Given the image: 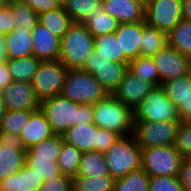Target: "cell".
<instances>
[{
  "label": "cell",
  "instance_id": "cell-31",
  "mask_svg": "<svg viewBox=\"0 0 191 191\" xmlns=\"http://www.w3.org/2000/svg\"><path fill=\"white\" fill-rule=\"evenodd\" d=\"M169 46L180 54L191 57V21L182 19L169 33Z\"/></svg>",
  "mask_w": 191,
  "mask_h": 191
},
{
  "label": "cell",
  "instance_id": "cell-5",
  "mask_svg": "<svg viewBox=\"0 0 191 191\" xmlns=\"http://www.w3.org/2000/svg\"><path fill=\"white\" fill-rule=\"evenodd\" d=\"M60 95L78 104L94 105L110 94L92 74L82 69H69Z\"/></svg>",
  "mask_w": 191,
  "mask_h": 191
},
{
  "label": "cell",
  "instance_id": "cell-20",
  "mask_svg": "<svg viewBox=\"0 0 191 191\" xmlns=\"http://www.w3.org/2000/svg\"><path fill=\"white\" fill-rule=\"evenodd\" d=\"M55 135L45 114L38 109L19 133L22 145L28 149L39 142Z\"/></svg>",
  "mask_w": 191,
  "mask_h": 191
},
{
  "label": "cell",
  "instance_id": "cell-21",
  "mask_svg": "<svg viewBox=\"0 0 191 191\" xmlns=\"http://www.w3.org/2000/svg\"><path fill=\"white\" fill-rule=\"evenodd\" d=\"M169 100L177 106L181 119L191 107V78L188 75L170 79L161 84Z\"/></svg>",
  "mask_w": 191,
  "mask_h": 191
},
{
  "label": "cell",
  "instance_id": "cell-13",
  "mask_svg": "<svg viewBox=\"0 0 191 191\" xmlns=\"http://www.w3.org/2000/svg\"><path fill=\"white\" fill-rule=\"evenodd\" d=\"M26 151L19 135L0 132V182L23 168Z\"/></svg>",
  "mask_w": 191,
  "mask_h": 191
},
{
  "label": "cell",
  "instance_id": "cell-37",
  "mask_svg": "<svg viewBox=\"0 0 191 191\" xmlns=\"http://www.w3.org/2000/svg\"><path fill=\"white\" fill-rule=\"evenodd\" d=\"M102 0H67L63 5L65 12L73 22L83 23Z\"/></svg>",
  "mask_w": 191,
  "mask_h": 191
},
{
  "label": "cell",
  "instance_id": "cell-11",
  "mask_svg": "<svg viewBox=\"0 0 191 191\" xmlns=\"http://www.w3.org/2000/svg\"><path fill=\"white\" fill-rule=\"evenodd\" d=\"M81 69L92 74L107 92L112 94L128 72L129 63L107 61L94 51Z\"/></svg>",
  "mask_w": 191,
  "mask_h": 191
},
{
  "label": "cell",
  "instance_id": "cell-53",
  "mask_svg": "<svg viewBox=\"0 0 191 191\" xmlns=\"http://www.w3.org/2000/svg\"><path fill=\"white\" fill-rule=\"evenodd\" d=\"M59 6H63L67 0H54Z\"/></svg>",
  "mask_w": 191,
  "mask_h": 191
},
{
  "label": "cell",
  "instance_id": "cell-15",
  "mask_svg": "<svg viewBox=\"0 0 191 191\" xmlns=\"http://www.w3.org/2000/svg\"><path fill=\"white\" fill-rule=\"evenodd\" d=\"M152 58L158 68L159 86L170 79L187 75L189 57L180 54L169 45Z\"/></svg>",
  "mask_w": 191,
  "mask_h": 191
},
{
  "label": "cell",
  "instance_id": "cell-42",
  "mask_svg": "<svg viewBox=\"0 0 191 191\" xmlns=\"http://www.w3.org/2000/svg\"><path fill=\"white\" fill-rule=\"evenodd\" d=\"M119 137L120 135L112 130L99 128V152L105 153Z\"/></svg>",
  "mask_w": 191,
  "mask_h": 191
},
{
  "label": "cell",
  "instance_id": "cell-4",
  "mask_svg": "<svg viewBox=\"0 0 191 191\" xmlns=\"http://www.w3.org/2000/svg\"><path fill=\"white\" fill-rule=\"evenodd\" d=\"M109 174L121 178L132 171L142 169V148L132 134L120 136L105 152Z\"/></svg>",
  "mask_w": 191,
  "mask_h": 191
},
{
  "label": "cell",
  "instance_id": "cell-36",
  "mask_svg": "<svg viewBox=\"0 0 191 191\" xmlns=\"http://www.w3.org/2000/svg\"><path fill=\"white\" fill-rule=\"evenodd\" d=\"M115 179L111 175L73 178V188L76 191H113Z\"/></svg>",
  "mask_w": 191,
  "mask_h": 191
},
{
  "label": "cell",
  "instance_id": "cell-24",
  "mask_svg": "<svg viewBox=\"0 0 191 191\" xmlns=\"http://www.w3.org/2000/svg\"><path fill=\"white\" fill-rule=\"evenodd\" d=\"M7 47V59H19L33 55V37L28 29L15 27L12 32L4 35Z\"/></svg>",
  "mask_w": 191,
  "mask_h": 191
},
{
  "label": "cell",
  "instance_id": "cell-51",
  "mask_svg": "<svg viewBox=\"0 0 191 191\" xmlns=\"http://www.w3.org/2000/svg\"><path fill=\"white\" fill-rule=\"evenodd\" d=\"M133 1H136L140 3L142 6L146 7L150 0H133Z\"/></svg>",
  "mask_w": 191,
  "mask_h": 191
},
{
  "label": "cell",
  "instance_id": "cell-25",
  "mask_svg": "<svg viewBox=\"0 0 191 191\" xmlns=\"http://www.w3.org/2000/svg\"><path fill=\"white\" fill-rule=\"evenodd\" d=\"M83 23L94 37L115 33L120 24L104 11L102 5L95 8Z\"/></svg>",
  "mask_w": 191,
  "mask_h": 191
},
{
  "label": "cell",
  "instance_id": "cell-9",
  "mask_svg": "<svg viewBox=\"0 0 191 191\" xmlns=\"http://www.w3.org/2000/svg\"><path fill=\"white\" fill-rule=\"evenodd\" d=\"M68 72L59 60L41 61L31 81L40 101L60 95Z\"/></svg>",
  "mask_w": 191,
  "mask_h": 191
},
{
  "label": "cell",
  "instance_id": "cell-47",
  "mask_svg": "<svg viewBox=\"0 0 191 191\" xmlns=\"http://www.w3.org/2000/svg\"><path fill=\"white\" fill-rule=\"evenodd\" d=\"M182 17L191 21V0H182Z\"/></svg>",
  "mask_w": 191,
  "mask_h": 191
},
{
  "label": "cell",
  "instance_id": "cell-29",
  "mask_svg": "<svg viewBox=\"0 0 191 191\" xmlns=\"http://www.w3.org/2000/svg\"><path fill=\"white\" fill-rule=\"evenodd\" d=\"M94 51L107 61L129 63L130 60L121 53L120 42L117 40L115 33L100 35L94 37Z\"/></svg>",
  "mask_w": 191,
  "mask_h": 191
},
{
  "label": "cell",
  "instance_id": "cell-1",
  "mask_svg": "<svg viewBox=\"0 0 191 191\" xmlns=\"http://www.w3.org/2000/svg\"><path fill=\"white\" fill-rule=\"evenodd\" d=\"M40 110L53 132L59 135L75 125L93 123L91 104H78L61 95L42 100Z\"/></svg>",
  "mask_w": 191,
  "mask_h": 191
},
{
  "label": "cell",
  "instance_id": "cell-43",
  "mask_svg": "<svg viewBox=\"0 0 191 191\" xmlns=\"http://www.w3.org/2000/svg\"><path fill=\"white\" fill-rule=\"evenodd\" d=\"M178 177L184 191H191V157H183Z\"/></svg>",
  "mask_w": 191,
  "mask_h": 191
},
{
  "label": "cell",
  "instance_id": "cell-26",
  "mask_svg": "<svg viewBox=\"0 0 191 191\" xmlns=\"http://www.w3.org/2000/svg\"><path fill=\"white\" fill-rule=\"evenodd\" d=\"M39 23L50 33L62 38L73 23L63 6L39 14Z\"/></svg>",
  "mask_w": 191,
  "mask_h": 191
},
{
  "label": "cell",
  "instance_id": "cell-33",
  "mask_svg": "<svg viewBox=\"0 0 191 191\" xmlns=\"http://www.w3.org/2000/svg\"><path fill=\"white\" fill-rule=\"evenodd\" d=\"M82 152L75 146L62 143L57 165L63 175L74 178L79 172Z\"/></svg>",
  "mask_w": 191,
  "mask_h": 191
},
{
  "label": "cell",
  "instance_id": "cell-2",
  "mask_svg": "<svg viewBox=\"0 0 191 191\" xmlns=\"http://www.w3.org/2000/svg\"><path fill=\"white\" fill-rule=\"evenodd\" d=\"M94 49V36L85 24L73 22L61 38L58 60L67 69H81Z\"/></svg>",
  "mask_w": 191,
  "mask_h": 191
},
{
  "label": "cell",
  "instance_id": "cell-28",
  "mask_svg": "<svg viewBox=\"0 0 191 191\" xmlns=\"http://www.w3.org/2000/svg\"><path fill=\"white\" fill-rule=\"evenodd\" d=\"M106 175L110 174L105 153L97 151L82 152L79 172L76 176L97 177Z\"/></svg>",
  "mask_w": 191,
  "mask_h": 191
},
{
  "label": "cell",
  "instance_id": "cell-14",
  "mask_svg": "<svg viewBox=\"0 0 191 191\" xmlns=\"http://www.w3.org/2000/svg\"><path fill=\"white\" fill-rule=\"evenodd\" d=\"M6 110L37 111L41 101L36 95L31 83L12 81L1 91Z\"/></svg>",
  "mask_w": 191,
  "mask_h": 191
},
{
  "label": "cell",
  "instance_id": "cell-41",
  "mask_svg": "<svg viewBox=\"0 0 191 191\" xmlns=\"http://www.w3.org/2000/svg\"><path fill=\"white\" fill-rule=\"evenodd\" d=\"M73 178L61 175L55 179L46 180L40 186L38 191H72Z\"/></svg>",
  "mask_w": 191,
  "mask_h": 191
},
{
  "label": "cell",
  "instance_id": "cell-46",
  "mask_svg": "<svg viewBox=\"0 0 191 191\" xmlns=\"http://www.w3.org/2000/svg\"><path fill=\"white\" fill-rule=\"evenodd\" d=\"M13 81L6 60L0 61V93Z\"/></svg>",
  "mask_w": 191,
  "mask_h": 191
},
{
  "label": "cell",
  "instance_id": "cell-3",
  "mask_svg": "<svg viewBox=\"0 0 191 191\" xmlns=\"http://www.w3.org/2000/svg\"><path fill=\"white\" fill-rule=\"evenodd\" d=\"M93 123L101 129L112 130L120 136L132 134L133 110L110 94L92 105Z\"/></svg>",
  "mask_w": 191,
  "mask_h": 191
},
{
  "label": "cell",
  "instance_id": "cell-39",
  "mask_svg": "<svg viewBox=\"0 0 191 191\" xmlns=\"http://www.w3.org/2000/svg\"><path fill=\"white\" fill-rule=\"evenodd\" d=\"M149 191H184L178 176H152Z\"/></svg>",
  "mask_w": 191,
  "mask_h": 191
},
{
  "label": "cell",
  "instance_id": "cell-32",
  "mask_svg": "<svg viewBox=\"0 0 191 191\" xmlns=\"http://www.w3.org/2000/svg\"><path fill=\"white\" fill-rule=\"evenodd\" d=\"M7 6L13 17L14 28L21 27L32 31L39 22V15L25 3L18 0H8Z\"/></svg>",
  "mask_w": 191,
  "mask_h": 191
},
{
  "label": "cell",
  "instance_id": "cell-45",
  "mask_svg": "<svg viewBox=\"0 0 191 191\" xmlns=\"http://www.w3.org/2000/svg\"><path fill=\"white\" fill-rule=\"evenodd\" d=\"M13 30V17L10 13L9 7L6 5L5 7L0 9V33L6 35L12 32Z\"/></svg>",
  "mask_w": 191,
  "mask_h": 191
},
{
  "label": "cell",
  "instance_id": "cell-35",
  "mask_svg": "<svg viewBox=\"0 0 191 191\" xmlns=\"http://www.w3.org/2000/svg\"><path fill=\"white\" fill-rule=\"evenodd\" d=\"M129 70L134 75L140 76V78L150 82L155 87L159 86L158 68L152 57L139 56L130 60Z\"/></svg>",
  "mask_w": 191,
  "mask_h": 191
},
{
  "label": "cell",
  "instance_id": "cell-38",
  "mask_svg": "<svg viewBox=\"0 0 191 191\" xmlns=\"http://www.w3.org/2000/svg\"><path fill=\"white\" fill-rule=\"evenodd\" d=\"M34 112L35 111H29V110H23V111L6 110L5 115L0 123V132H8L19 135L23 127L29 121L30 116Z\"/></svg>",
  "mask_w": 191,
  "mask_h": 191
},
{
  "label": "cell",
  "instance_id": "cell-22",
  "mask_svg": "<svg viewBox=\"0 0 191 191\" xmlns=\"http://www.w3.org/2000/svg\"><path fill=\"white\" fill-rule=\"evenodd\" d=\"M115 35L120 42L121 53H124L129 60L140 56L143 22L120 23Z\"/></svg>",
  "mask_w": 191,
  "mask_h": 191
},
{
  "label": "cell",
  "instance_id": "cell-7",
  "mask_svg": "<svg viewBox=\"0 0 191 191\" xmlns=\"http://www.w3.org/2000/svg\"><path fill=\"white\" fill-rule=\"evenodd\" d=\"M134 121L181 122L177 106L172 103L161 86H156L135 108Z\"/></svg>",
  "mask_w": 191,
  "mask_h": 191
},
{
  "label": "cell",
  "instance_id": "cell-34",
  "mask_svg": "<svg viewBox=\"0 0 191 191\" xmlns=\"http://www.w3.org/2000/svg\"><path fill=\"white\" fill-rule=\"evenodd\" d=\"M150 176L139 169L114 181L113 191H149Z\"/></svg>",
  "mask_w": 191,
  "mask_h": 191
},
{
  "label": "cell",
  "instance_id": "cell-54",
  "mask_svg": "<svg viewBox=\"0 0 191 191\" xmlns=\"http://www.w3.org/2000/svg\"><path fill=\"white\" fill-rule=\"evenodd\" d=\"M8 0H0V9L7 5Z\"/></svg>",
  "mask_w": 191,
  "mask_h": 191
},
{
  "label": "cell",
  "instance_id": "cell-23",
  "mask_svg": "<svg viewBox=\"0 0 191 191\" xmlns=\"http://www.w3.org/2000/svg\"><path fill=\"white\" fill-rule=\"evenodd\" d=\"M43 183V177L25 163L20 171L0 182V191H38Z\"/></svg>",
  "mask_w": 191,
  "mask_h": 191
},
{
  "label": "cell",
  "instance_id": "cell-49",
  "mask_svg": "<svg viewBox=\"0 0 191 191\" xmlns=\"http://www.w3.org/2000/svg\"><path fill=\"white\" fill-rule=\"evenodd\" d=\"M5 112H6L5 103H4L2 95L0 93V123H1L2 118L5 115Z\"/></svg>",
  "mask_w": 191,
  "mask_h": 191
},
{
  "label": "cell",
  "instance_id": "cell-48",
  "mask_svg": "<svg viewBox=\"0 0 191 191\" xmlns=\"http://www.w3.org/2000/svg\"><path fill=\"white\" fill-rule=\"evenodd\" d=\"M7 60V47L5 45L4 35L0 33V61Z\"/></svg>",
  "mask_w": 191,
  "mask_h": 191
},
{
  "label": "cell",
  "instance_id": "cell-50",
  "mask_svg": "<svg viewBox=\"0 0 191 191\" xmlns=\"http://www.w3.org/2000/svg\"><path fill=\"white\" fill-rule=\"evenodd\" d=\"M181 122L191 125V107L189 108V112L181 119Z\"/></svg>",
  "mask_w": 191,
  "mask_h": 191
},
{
  "label": "cell",
  "instance_id": "cell-19",
  "mask_svg": "<svg viewBox=\"0 0 191 191\" xmlns=\"http://www.w3.org/2000/svg\"><path fill=\"white\" fill-rule=\"evenodd\" d=\"M106 13L120 23H138L145 21V7L133 0H102Z\"/></svg>",
  "mask_w": 191,
  "mask_h": 191
},
{
  "label": "cell",
  "instance_id": "cell-12",
  "mask_svg": "<svg viewBox=\"0 0 191 191\" xmlns=\"http://www.w3.org/2000/svg\"><path fill=\"white\" fill-rule=\"evenodd\" d=\"M182 19V0H150L145 7L146 24L166 33Z\"/></svg>",
  "mask_w": 191,
  "mask_h": 191
},
{
  "label": "cell",
  "instance_id": "cell-8",
  "mask_svg": "<svg viewBox=\"0 0 191 191\" xmlns=\"http://www.w3.org/2000/svg\"><path fill=\"white\" fill-rule=\"evenodd\" d=\"M183 156L173 145L142 148V169L150 176H178Z\"/></svg>",
  "mask_w": 191,
  "mask_h": 191
},
{
  "label": "cell",
  "instance_id": "cell-30",
  "mask_svg": "<svg viewBox=\"0 0 191 191\" xmlns=\"http://www.w3.org/2000/svg\"><path fill=\"white\" fill-rule=\"evenodd\" d=\"M13 81L31 83L41 60L31 55L6 60Z\"/></svg>",
  "mask_w": 191,
  "mask_h": 191
},
{
  "label": "cell",
  "instance_id": "cell-44",
  "mask_svg": "<svg viewBox=\"0 0 191 191\" xmlns=\"http://www.w3.org/2000/svg\"><path fill=\"white\" fill-rule=\"evenodd\" d=\"M28 5L38 15L42 12L59 7L54 0H18Z\"/></svg>",
  "mask_w": 191,
  "mask_h": 191
},
{
  "label": "cell",
  "instance_id": "cell-27",
  "mask_svg": "<svg viewBox=\"0 0 191 191\" xmlns=\"http://www.w3.org/2000/svg\"><path fill=\"white\" fill-rule=\"evenodd\" d=\"M169 45L168 33L158 30L143 22V35L140 56L153 57Z\"/></svg>",
  "mask_w": 191,
  "mask_h": 191
},
{
  "label": "cell",
  "instance_id": "cell-52",
  "mask_svg": "<svg viewBox=\"0 0 191 191\" xmlns=\"http://www.w3.org/2000/svg\"><path fill=\"white\" fill-rule=\"evenodd\" d=\"M187 75L191 78V57L189 58V62H188V72Z\"/></svg>",
  "mask_w": 191,
  "mask_h": 191
},
{
  "label": "cell",
  "instance_id": "cell-6",
  "mask_svg": "<svg viewBox=\"0 0 191 191\" xmlns=\"http://www.w3.org/2000/svg\"><path fill=\"white\" fill-rule=\"evenodd\" d=\"M64 142L62 135L55 134L26 151L25 163L46 180L62 175L57 165L58 157Z\"/></svg>",
  "mask_w": 191,
  "mask_h": 191
},
{
  "label": "cell",
  "instance_id": "cell-40",
  "mask_svg": "<svg viewBox=\"0 0 191 191\" xmlns=\"http://www.w3.org/2000/svg\"><path fill=\"white\" fill-rule=\"evenodd\" d=\"M173 146L183 157H191V125L180 122Z\"/></svg>",
  "mask_w": 191,
  "mask_h": 191
},
{
  "label": "cell",
  "instance_id": "cell-10",
  "mask_svg": "<svg viewBox=\"0 0 191 191\" xmlns=\"http://www.w3.org/2000/svg\"><path fill=\"white\" fill-rule=\"evenodd\" d=\"M180 122L134 121L132 135L141 148L173 145Z\"/></svg>",
  "mask_w": 191,
  "mask_h": 191
},
{
  "label": "cell",
  "instance_id": "cell-18",
  "mask_svg": "<svg viewBox=\"0 0 191 191\" xmlns=\"http://www.w3.org/2000/svg\"><path fill=\"white\" fill-rule=\"evenodd\" d=\"M31 32L33 37V56L41 61L58 60L61 38L50 33L39 22Z\"/></svg>",
  "mask_w": 191,
  "mask_h": 191
},
{
  "label": "cell",
  "instance_id": "cell-16",
  "mask_svg": "<svg viewBox=\"0 0 191 191\" xmlns=\"http://www.w3.org/2000/svg\"><path fill=\"white\" fill-rule=\"evenodd\" d=\"M154 88L155 86L153 84L128 70L112 95L134 111Z\"/></svg>",
  "mask_w": 191,
  "mask_h": 191
},
{
  "label": "cell",
  "instance_id": "cell-17",
  "mask_svg": "<svg viewBox=\"0 0 191 191\" xmlns=\"http://www.w3.org/2000/svg\"><path fill=\"white\" fill-rule=\"evenodd\" d=\"M65 143L75 146L81 152H99V127L94 123L79 124L62 134Z\"/></svg>",
  "mask_w": 191,
  "mask_h": 191
}]
</instances>
